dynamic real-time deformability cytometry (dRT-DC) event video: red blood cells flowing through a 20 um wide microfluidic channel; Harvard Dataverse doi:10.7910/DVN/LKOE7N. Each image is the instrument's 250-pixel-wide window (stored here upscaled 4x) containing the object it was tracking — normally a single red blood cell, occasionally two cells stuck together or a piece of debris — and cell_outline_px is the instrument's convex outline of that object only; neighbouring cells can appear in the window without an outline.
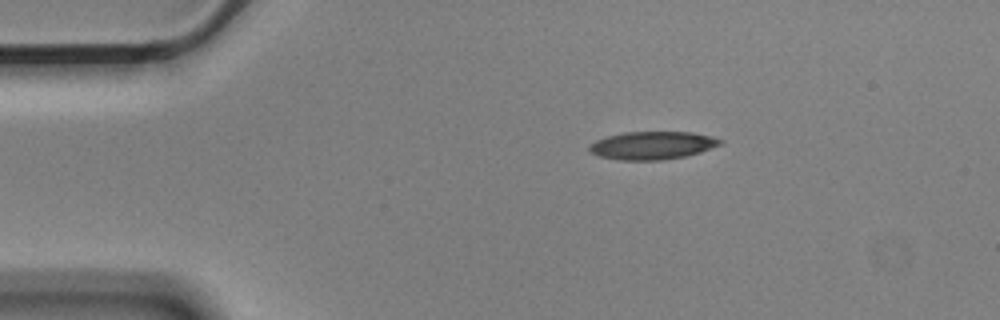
{"species": "Egyptian fruit bat (a non-hibernating species)", "species_latin": "Rousettus aegyptiacus", "temperature_condition": "cold", "stored_images_in_passage": 47, "camera_frame_rate_fps": 3000, "um_per_image_px": 0.085, "animal": {"sex": "male"}, "frame": {"image": 1, "passage_image": 1, "time_ms": 0.0, "image_size_px": [1000, 320], "cell_outline_px": [[724, 140], [720, 144], [700, 152], [684, 156], [660, 160], [620, 160], [600, 156], [588, 152], [588, 144], [596, 140], [608, 136], [624, 132], [692, 132]], "centroid_in_image_um": [55.39, 12.36], "position_along_channel_um": 29.6, "area_um2": 21.15}}
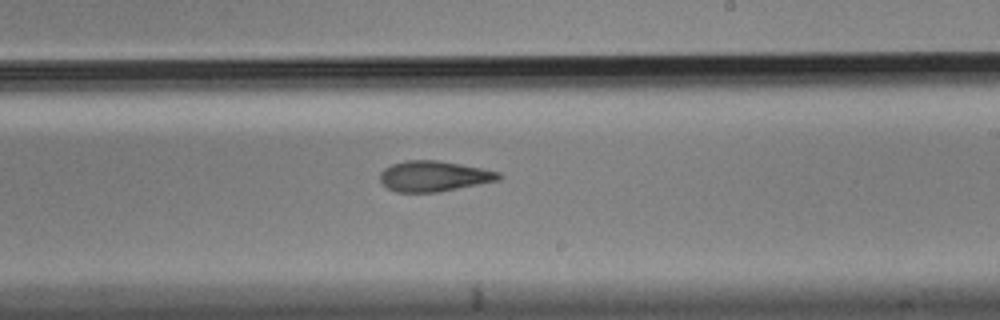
{"frame": {"image": 2, "passage_image": 24, "time_ms": 7.667, "image_size_px": [1000, 320], "cell_outline_px": [[504, 176], [500, 180], [436, 192], [396, 192], [388, 188], [380, 180], [380, 172], [384, 168], [392, 164], [408, 160], [436, 160], [460, 164], [500, 172]], "centroid_in_image_um": [36.88, 14.97], "position_along_channel_um": 252.1, "area_um2": 20.98}}
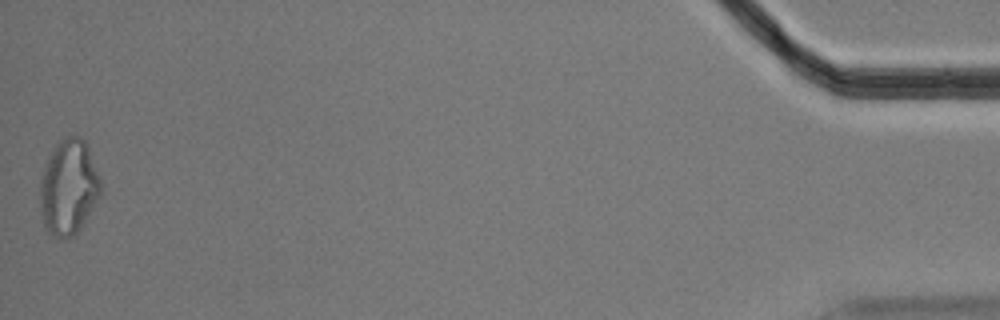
{"frame": {"image": 3, "passage_image": 47, "time_ms": 15.333, "image_size_px": [1000, 320], "cell_outline_px": [[100, 196], [76, 236], [56, 236], [48, 232], [44, 228], [40, 204], [40, 180], [44, 164], [48, 156], [56, 144], [64, 136], [80, 136], [84, 140], [88, 148], [100, 176]], "centroid_in_image_um": [5.82, 15.9], "position_along_channel_um": 429.4, "area_um2": 33.7}, "authors_computed_cell_mechanics": {"area_um2": 21.8484, "velocity_mm_per_s": 3.5473, "shape_relaxation_time_tau1_ms": 6.1215, "shape_relaxation_time_tau2_ms": 3.0682, "deformation_change_tau1": 0.1731, "deformation_change_tau2": 0.1219}}